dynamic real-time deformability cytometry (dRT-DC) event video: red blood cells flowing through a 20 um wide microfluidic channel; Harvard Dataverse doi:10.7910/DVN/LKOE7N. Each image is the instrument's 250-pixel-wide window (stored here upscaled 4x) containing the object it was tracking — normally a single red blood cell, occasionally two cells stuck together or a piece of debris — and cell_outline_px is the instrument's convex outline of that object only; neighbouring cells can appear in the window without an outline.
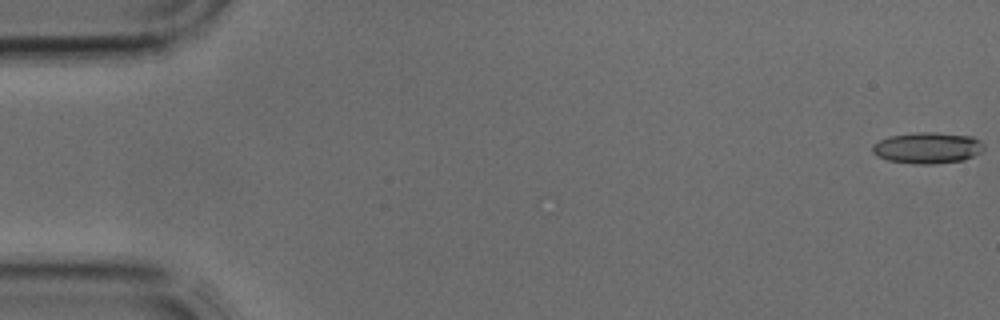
{"species": "common noctule bat (a hibernating species)", "species_latin": "Nyctalus noctula", "temperature_condition": "cold", "stored_images_in_passage": 5, "segment_of_instrument_passage": [2, 2], "camera_frame_rate_fps": 3000, "um_per_image_px": 0.085, "animal": {"sex": "male", "body_mass_g": 17.9, "forearm_length_mm": 54.2}, "frame": {"image": 1, "passage_image": 5, "time_ms": 1.333, "image_size_px": [1000, 320], "cell_outline_px": [[984, 148], [980, 152], [964, 160], [932, 164], [916, 164], [888, 160], [876, 156], [872, 152], [872, 144], [888, 136], [920, 132], [936, 132], [972, 136], [980, 140], [984, 144]], "centroid_in_image_um": [78.83, 12.56], "position_along_channel_um": 6.2, "area_um2": 20.35}}